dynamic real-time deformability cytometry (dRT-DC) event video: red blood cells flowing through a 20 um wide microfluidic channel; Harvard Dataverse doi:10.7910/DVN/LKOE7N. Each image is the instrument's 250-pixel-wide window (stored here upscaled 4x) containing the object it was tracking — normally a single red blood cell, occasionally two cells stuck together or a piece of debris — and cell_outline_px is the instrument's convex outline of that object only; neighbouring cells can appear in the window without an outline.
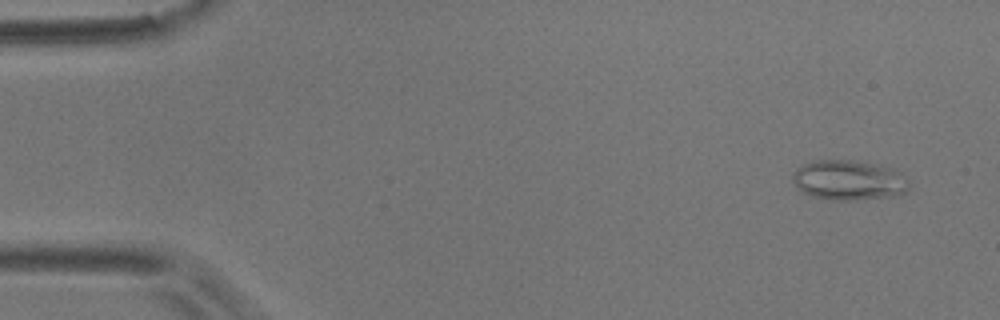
{"species": "common noctule bat (a hibernating species)", "species_latin": "Nyctalus noctula", "temperature_condition": "room temperature", "stored_images_in_passage": 6, "camera_frame_rate_fps": 3000, "um_per_image_px": 0.085, "animal": {"sex": "male", "body_mass_g": 17.9}, "frame": {"image": 1, "passage_image": 1, "time_ms": 0.0, "image_size_px": [1000, 320], "cell_outline_px": [[908, 188], [904, 192], [896, 196], [856, 200], [832, 200], [812, 196], [804, 192], [796, 184], [792, 176], [796, 168], [812, 160], [852, 160], [896, 168], [908, 180]], "centroid_in_image_um": [72.18, 15.31], "position_along_channel_um": 12.8, "area_um2": 27.11}}